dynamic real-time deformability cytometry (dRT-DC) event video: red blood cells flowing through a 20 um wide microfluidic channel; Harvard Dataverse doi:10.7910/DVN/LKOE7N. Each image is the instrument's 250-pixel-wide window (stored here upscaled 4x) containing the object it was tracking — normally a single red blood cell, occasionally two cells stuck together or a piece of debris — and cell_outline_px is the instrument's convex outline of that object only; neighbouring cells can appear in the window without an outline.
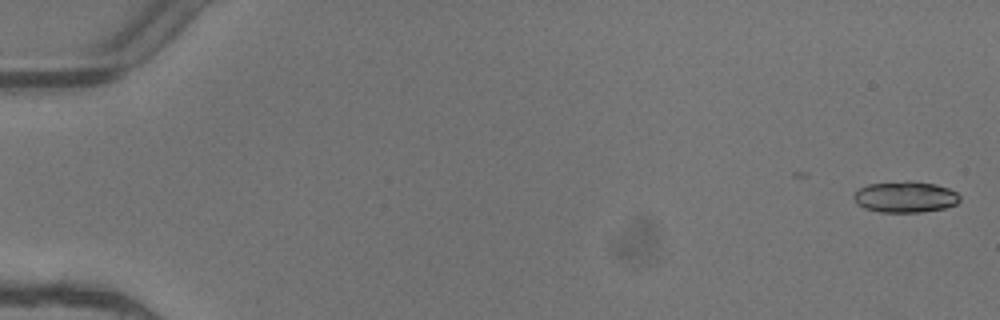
{"species": "common noctule bat (a hibernating species)", "species_latin": "Nyctalus noctula", "temperature_condition": "warm", "stored_images_in_passage": 3, "camera_frame_rate_fps": 3000, "um_per_image_px": 0.085, "animal": {"sex": "female"}, "frame": {"image": 1, "passage_image": 1, "time_ms": 0.0, "image_size_px": [1000, 320], "cell_outline_px": [[960, 200], [956, 204], [944, 208], [920, 212], [880, 212], [864, 208], [856, 204], [852, 196], [860, 188], [868, 184], [908, 180], [912, 180], [936, 184], [948, 188], [956, 192], [960, 196]], "centroid_in_image_um": [76.94, 16.73], "position_along_channel_um": 8.1, "area_um2": 19.42}}